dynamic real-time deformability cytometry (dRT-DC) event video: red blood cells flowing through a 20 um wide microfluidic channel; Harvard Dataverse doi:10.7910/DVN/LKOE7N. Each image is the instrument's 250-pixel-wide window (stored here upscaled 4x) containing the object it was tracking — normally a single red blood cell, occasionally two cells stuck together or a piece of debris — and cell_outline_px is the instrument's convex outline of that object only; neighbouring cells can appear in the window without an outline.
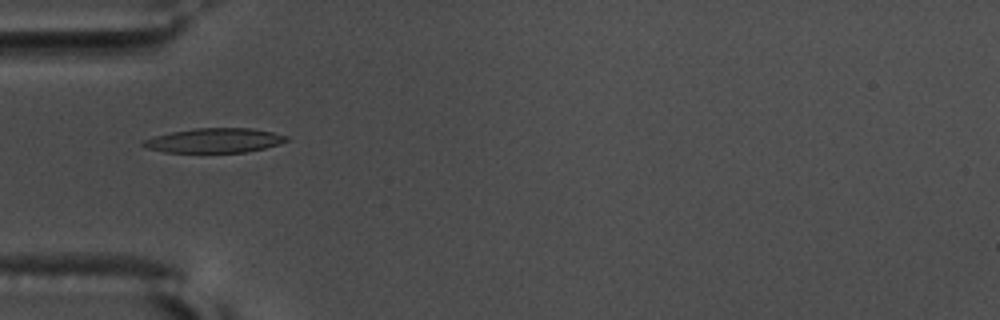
{"species": "common noctule bat (a hibernating species)", "species_latin": "Nyctalus noctula", "temperature_condition": "warm", "stored_images_in_passage": 39, "camera_frame_rate_fps": 3000, "um_per_image_px": 0.085, "animal": {"sex": "male", "body_mass_g": 17.5, "forearm_length_mm": 52.3}, "frame": {"image": 1, "passage_image": 1, "time_ms": 0.0, "image_size_px": [1000, 320], "cell_outline_px": [[288, 140], [264, 148], [244, 152], [164, 152], [144, 148], [140, 144], [144, 140], [156, 136], [172, 132], [196, 128], [252, 128], [272, 132], [288, 136]], "centroid_in_image_um": [18.19, 11.94], "position_along_channel_um": 66.8, "area_um2": 20.23}, "authors_computed_cell_mechanics": {"area_um2": 19.941, "velocity_mm_per_s": 3.6503, "shape_relaxation_time_tau1_ms": 6.7107, "shape_relaxation_time_tau2_ms": 3.7003, "deformation_change_tau1": 0.218, "deformation_change_tau2": 0.126}}